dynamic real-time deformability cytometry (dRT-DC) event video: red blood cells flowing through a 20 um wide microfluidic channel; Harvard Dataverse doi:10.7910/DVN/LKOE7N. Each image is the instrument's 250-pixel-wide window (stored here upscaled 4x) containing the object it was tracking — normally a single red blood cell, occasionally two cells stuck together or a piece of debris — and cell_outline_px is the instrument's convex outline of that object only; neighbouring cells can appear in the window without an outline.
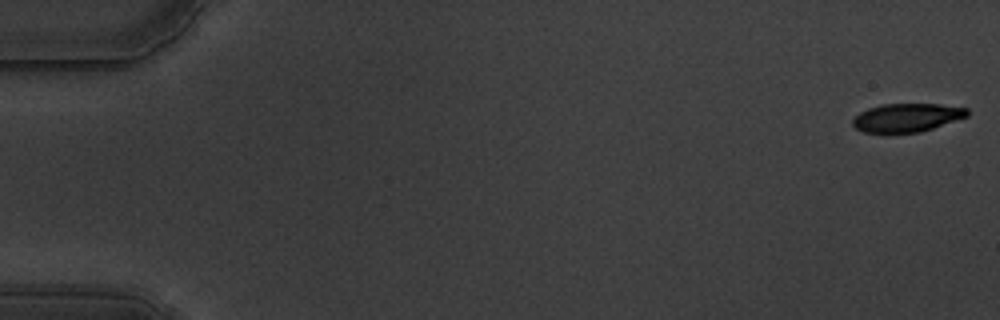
{"species": "common noctule bat (a hibernating species)", "species_latin": "Nyctalus noctula", "temperature_condition": "warm", "stored_images_in_passage": 15, "camera_frame_rate_fps": 3000, "um_per_image_px": 0.085, "animal": {"sex": "male", "body_mass_g": 19.5, "forearm_length_mm": 54.6}, "frame": {"image": 1, "passage_image": 1, "time_ms": 0.0, "image_size_px": [1000, 320], "cell_outline_px": [[968, 116], [920, 132], [864, 132], [856, 128], [852, 124], [852, 120], [860, 112], [868, 108], [880, 104], [940, 104], [968, 108]], "centroid_in_image_um": [77.08, 9.98], "position_along_channel_um": 7.9, "area_um2": 18.79}}